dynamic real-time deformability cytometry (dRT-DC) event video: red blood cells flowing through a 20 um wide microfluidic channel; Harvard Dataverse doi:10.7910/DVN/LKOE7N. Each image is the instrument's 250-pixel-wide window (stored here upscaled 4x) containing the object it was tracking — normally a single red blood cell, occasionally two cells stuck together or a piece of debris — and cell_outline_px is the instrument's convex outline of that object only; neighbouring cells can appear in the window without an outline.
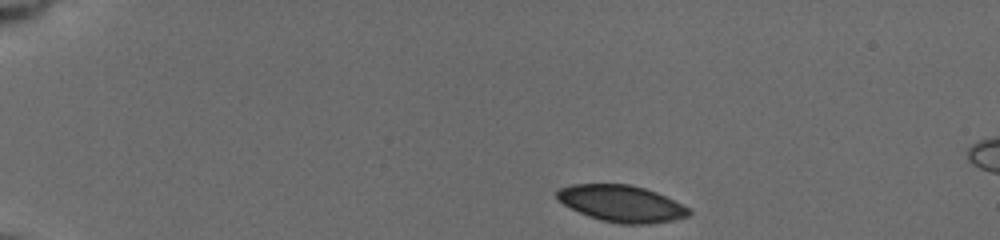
{"species": "common noctule bat (a hibernating species)", "species_latin": "Nyctalus noctula", "temperature_condition": "cold", "stored_images_in_passage": 5, "camera_frame_rate_fps": 3000, "um_per_image_px": 0.085, "animal": {"sex": "female", "body_mass_g": 19.5, "forearm_length_mm": 54.1}, "frame": {"image": 1, "passage_image": 1, "time_ms": 0.0, "image_size_px": [1000, 240], "cell_outline_px": [[692, 212], [688, 216], [672, 220], [648, 224], [620, 224], [600, 220], [588, 216], [556, 200], [556, 192], [560, 188], [572, 184], [628, 184], [644, 188], [656, 192], [688, 208]], "centroid_in_image_um": [52.79, 17.3], "position_along_channel_um": 32.2, "area_um2": 27.92}}